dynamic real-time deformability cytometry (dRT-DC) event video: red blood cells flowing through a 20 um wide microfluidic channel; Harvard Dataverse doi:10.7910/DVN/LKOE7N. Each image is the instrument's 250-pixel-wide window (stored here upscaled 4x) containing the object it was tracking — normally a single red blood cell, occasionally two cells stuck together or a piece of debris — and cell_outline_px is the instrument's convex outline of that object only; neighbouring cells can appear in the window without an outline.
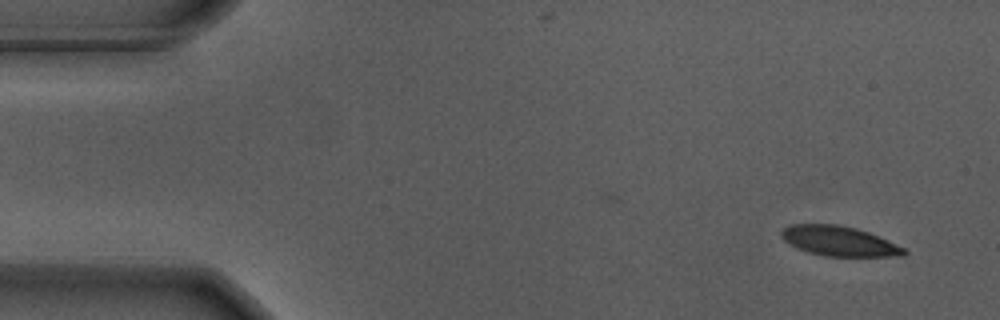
{"species": "Egyptian fruit bat (a non-hibernating species)", "species_latin": "Rousettus aegyptiacus", "temperature_condition": "warm", "stored_images_in_passage": 56, "camera_frame_rate_fps": 3000, "um_per_image_px": 0.085, "animal": {"sex": "male"}, "frame": {"image": 1, "passage_image": 4, "time_ms": 1.0, "image_size_px": [1000, 320], "cell_outline_px": [[908, 252], [904, 256], [824, 256], [808, 252], [796, 248], [788, 244], [780, 236], [780, 232], [788, 224], [840, 224], [856, 228], [868, 232], [888, 240], [904, 248]], "centroid_in_image_um": [71.29, 20.48], "position_along_channel_um": 13.7, "area_um2": 21.5}}
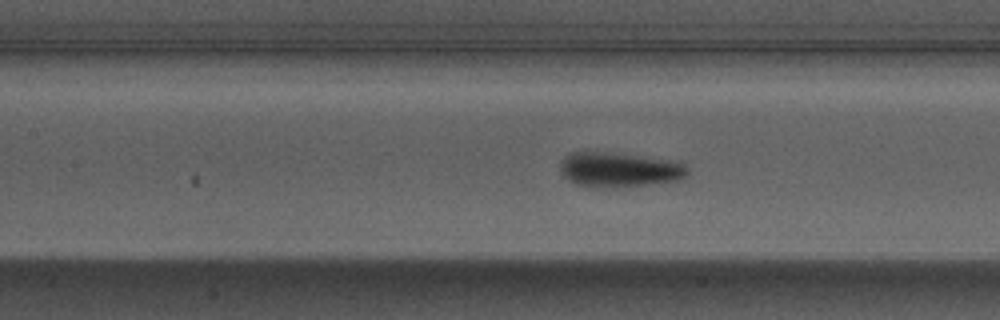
{"frame": {"image": 2, "passage_image": 25, "time_ms": 8.0, "image_size_px": [1000, 320], "cell_outline_px": [[688, 176], [680, 180], [648, 184], [576, 184], [568, 180], [560, 172], [560, 160], [564, 156], [572, 152], [600, 152], [680, 160], [688, 168]], "centroid_in_image_um": [52.7, 14.36], "position_along_channel_um": 154.7, "area_um2": 24.91}}
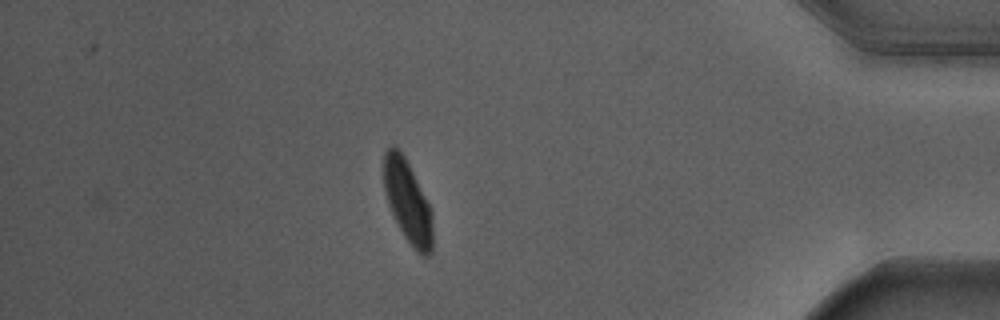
{"frame": {"image": 3, "passage_image": 49, "time_ms": 16.0, "image_size_px": [1000, 320], "cell_outline_px": [[432, 252], [428, 256], [420, 256], [412, 248], [396, 224], [388, 204], [384, 188], [384, 152], [392, 144], [404, 156], [432, 212]], "centroid_in_image_um": [34.64, 17.21], "position_along_channel_um": 400.6, "area_um2": 23.24}, "authors_computed_cell_mechanics": {"area_um2": 23.4668, "velocity_mm_per_s": 3.6349, "shape_relaxation_time_tau1_ms": 3.2509, "shape_relaxation_time_tau2_ms": null, "deformation_change_tau1": 0.1769, "deformation_change_tau2": null}}